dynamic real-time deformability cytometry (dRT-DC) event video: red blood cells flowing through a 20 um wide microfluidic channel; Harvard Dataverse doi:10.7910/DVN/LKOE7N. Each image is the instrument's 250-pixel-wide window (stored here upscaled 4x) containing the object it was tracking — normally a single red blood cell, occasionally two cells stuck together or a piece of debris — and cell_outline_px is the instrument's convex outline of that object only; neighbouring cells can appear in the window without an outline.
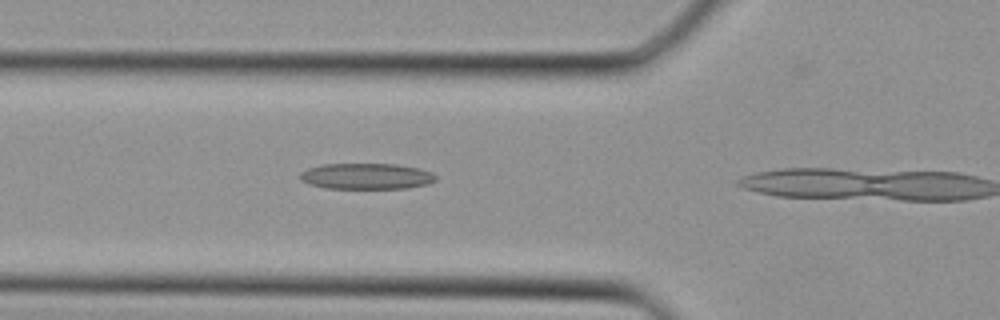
{"species": "Egyptian fruit bat (a non-hibernating species)", "species_latin": "Rousettus aegyptiacus", "temperature_condition": "cold", "stored_images_in_passage": 4, "camera_frame_rate_fps": 3000, "um_per_image_px": 0.085, "animal": {"sex": "female"}, "frame": {"image": 1, "passage_image": 3, "time_ms": 0.667, "image_size_px": [1000, 320], "cell_outline_px": [[436, 180], [428, 184], [408, 188], [324, 188], [308, 184], [300, 180], [300, 172], [308, 168], [324, 164], [396, 164], [420, 168], [432, 172], [436, 176]], "centroid_in_image_um": [31.15, 14.98], "position_along_channel_um": 94.7, "area_um2": 20.63}}